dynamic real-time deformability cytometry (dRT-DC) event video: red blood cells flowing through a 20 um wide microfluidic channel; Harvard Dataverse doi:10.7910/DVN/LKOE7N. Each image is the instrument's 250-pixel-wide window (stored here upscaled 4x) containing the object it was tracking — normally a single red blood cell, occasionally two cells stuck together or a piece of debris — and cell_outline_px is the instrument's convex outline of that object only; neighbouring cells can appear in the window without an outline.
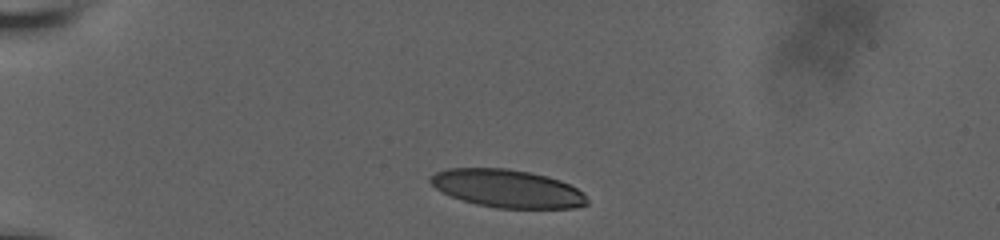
{"species": "human", "species_latin": "Homo sapiens", "temperature_condition": "room temperature", "stored_images_in_passage": 16, "camera_frame_rate_fps": 3000, "um_per_image_px": 0.085, "donor": {"sex": "male"}, "frame": {"image": 1, "passage_image": 1, "time_ms": 0.0, "image_size_px": [1000, 240], "cell_outline_px": [[588, 204], [572, 208], [496, 208], [476, 204], [452, 196], [436, 188], [428, 180], [436, 172], [448, 168], [508, 168], [548, 176], [560, 180], [584, 192], [588, 200]], "centroid_in_image_um": [43.15, 16.02], "position_along_channel_um": 41.8, "area_um2": 34.51}}
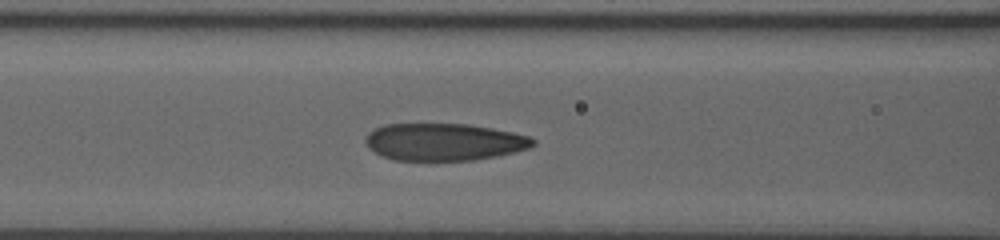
{"frame": {"image": 2, "passage_image": 13, "time_ms": 3.667, "image_size_px": [1000, 240], "cell_outline_px": [[536, 144], [528, 148], [496, 156], [472, 160], [392, 160], [380, 156], [368, 148], [364, 140], [368, 132], [384, 124], [468, 124], [492, 128], [512, 132], [528, 136], [536, 140]], "centroid_in_image_um": [37.7, 12.06], "position_along_channel_um": 128.9, "area_um2": 36.41}}
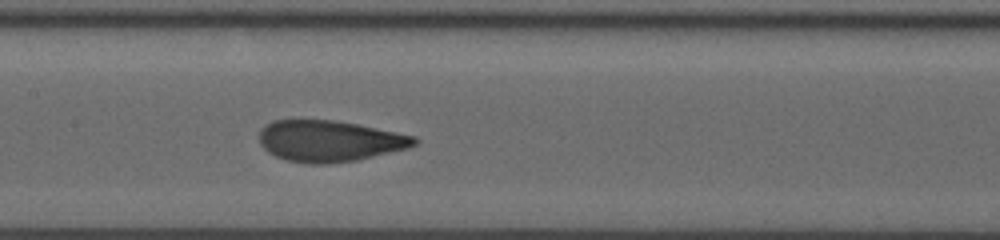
{"frame": {"image": 3, "passage_image": 16, "time_ms": 5.0, "image_size_px": [1000, 240], "cell_outline_px": [[420, 140], [416, 144], [408, 148], [356, 160], [328, 164], [312, 164], [288, 160], [276, 156], [268, 152], [260, 144], [260, 132], [272, 120], [332, 120], [356, 124], [416, 136]], "centroid_in_image_um": [28.03, 11.99], "position_along_channel_um": 179.4, "area_um2": 36.93}}